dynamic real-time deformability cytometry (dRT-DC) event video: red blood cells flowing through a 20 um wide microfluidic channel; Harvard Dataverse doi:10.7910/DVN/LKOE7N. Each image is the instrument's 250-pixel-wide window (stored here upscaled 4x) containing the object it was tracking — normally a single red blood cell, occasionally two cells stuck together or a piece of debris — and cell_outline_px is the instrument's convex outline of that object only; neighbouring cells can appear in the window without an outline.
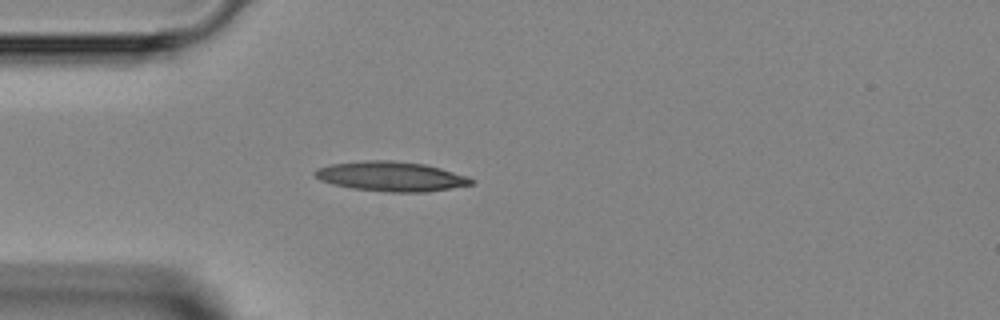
{"species": "Egyptian fruit bat (a non-hibernating species)", "species_latin": "Rousettus aegyptiacus", "temperature_condition": "room temperature", "stored_images_in_passage": 1, "camera_frame_rate_fps": 3000, "um_per_image_px": 0.085, "animal": {"sex": "female"}, "frame": {"image": 1, "passage_image": 1, "time_ms": 0.0, "image_size_px": [1000, 320], "cell_outline_px": [[476, 180], [472, 184], [452, 188], [428, 192], [388, 192], [352, 188], [332, 184], [320, 180], [312, 172], [316, 168], [332, 164], [368, 160], [392, 160], [424, 164], [440, 168], [468, 176]], "centroid_in_image_um": [33.25, 15.0], "position_along_channel_um": 51.7, "area_um2": 27.11}}